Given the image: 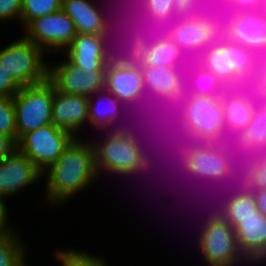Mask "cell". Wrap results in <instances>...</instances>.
<instances>
[{
  "label": "cell",
  "instance_id": "1",
  "mask_svg": "<svg viewBox=\"0 0 266 266\" xmlns=\"http://www.w3.org/2000/svg\"><path fill=\"white\" fill-rule=\"evenodd\" d=\"M46 176V201L52 204L66 202L77 192L91 186L99 176L95 167L92 142L75 137L62 156L43 173Z\"/></svg>",
  "mask_w": 266,
  "mask_h": 266
},
{
  "label": "cell",
  "instance_id": "2",
  "mask_svg": "<svg viewBox=\"0 0 266 266\" xmlns=\"http://www.w3.org/2000/svg\"><path fill=\"white\" fill-rule=\"evenodd\" d=\"M105 134L107 138L104 142L92 143L98 175L102 169L122 176L142 173L149 169L150 157L145 153V149L143 150L132 129L120 126L112 133Z\"/></svg>",
  "mask_w": 266,
  "mask_h": 266
},
{
  "label": "cell",
  "instance_id": "3",
  "mask_svg": "<svg viewBox=\"0 0 266 266\" xmlns=\"http://www.w3.org/2000/svg\"><path fill=\"white\" fill-rule=\"evenodd\" d=\"M178 103L182 127L191 142H229L221 96H199L184 92Z\"/></svg>",
  "mask_w": 266,
  "mask_h": 266
},
{
  "label": "cell",
  "instance_id": "4",
  "mask_svg": "<svg viewBox=\"0 0 266 266\" xmlns=\"http://www.w3.org/2000/svg\"><path fill=\"white\" fill-rule=\"evenodd\" d=\"M238 154L234 142H191L185 172L192 177L210 179L214 182L231 180L237 175L239 181H242L243 161L237 157ZM238 160L239 165H237Z\"/></svg>",
  "mask_w": 266,
  "mask_h": 266
},
{
  "label": "cell",
  "instance_id": "5",
  "mask_svg": "<svg viewBox=\"0 0 266 266\" xmlns=\"http://www.w3.org/2000/svg\"><path fill=\"white\" fill-rule=\"evenodd\" d=\"M220 34V15L200 11L180 14L169 39L190 59L196 60Z\"/></svg>",
  "mask_w": 266,
  "mask_h": 266
},
{
  "label": "cell",
  "instance_id": "6",
  "mask_svg": "<svg viewBox=\"0 0 266 266\" xmlns=\"http://www.w3.org/2000/svg\"><path fill=\"white\" fill-rule=\"evenodd\" d=\"M43 59L44 51L24 36L0 50V66L20 87L48 79L49 65Z\"/></svg>",
  "mask_w": 266,
  "mask_h": 266
},
{
  "label": "cell",
  "instance_id": "7",
  "mask_svg": "<svg viewBox=\"0 0 266 266\" xmlns=\"http://www.w3.org/2000/svg\"><path fill=\"white\" fill-rule=\"evenodd\" d=\"M198 236V248L208 266H234L248 261L238 250L234 228L214 210L210 212Z\"/></svg>",
  "mask_w": 266,
  "mask_h": 266
},
{
  "label": "cell",
  "instance_id": "8",
  "mask_svg": "<svg viewBox=\"0 0 266 266\" xmlns=\"http://www.w3.org/2000/svg\"><path fill=\"white\" fill-rule=\"evenodd\" d=\"M54 84L46 81L21 87L13 97L17 141L26 133L52 123Z\"/></svg>",
  "mask_w": 266,
  "mask_h": 266
},
{
  "label": "cell",
  "instance_id": "9",
  "mask_svg": "<svg viewBox=\"0 0 266 266\" xmlns=\"http://www.w3.org/2000/svg\"><path fill=\"white\" fill-rule=\"evenodd\" d=\"M74 138L70 132L51 123L24 134L17 141V149L43 173L62 156Z\"/></svg>",
  "mask_w": 266,
  "mask_h": 266
},
{
  "label": "cell",
  "instance_id": "10",
  "mask_svg": "<svg viewBox=\"0 0 266 266\" xmlns=\"http://www.w3.org/2000/svg\"><path fill=\"white\" fill-rule=\"evenodd\" d=\"M186 67H153L146 66L142 72L143 86L145 93H151L152 98L162 101L160 106H164L167 113L177 111L178 129L185 139H189L183 130L181 123V111L178 100L184 93ZM159 99V100H158ZM170 105V106H169ZM176 107V108H175ZM173 108V109H172ZM176 109V110H175ZM173 110V111H172ZM179 114V115H178Z\"/></svg>",
  "mask_w": 266,
  "mask_h": 266
},
{
  "label": "cell",
  "instance_id": "11",
  "mask_svg": "<svg viewBox=\"0 0 266 266\" xmlns=\"http://www.w3.org/2000/svg\"><path fill=\"white\" fill-rule=\"evenodd\" d=\"M25 30L27 40L54 54L62 48L64 51L77 35L74 23L62 9L32 20Z\"/></svg>",
  "mask_w": 266,
  "mask_h": 266
},
{
  "label": "cell",
  "instance_id": "12",
  "mask_svg": "<svg viewBox=\"0 0 266 266\" xmlns=\"http://www.w3.org/2000/svg\"><path fill=\"white\" fill-rule=\"evenodd\" d=\"M220 33L259 54L266 46V17L261 10L225 13L220 16Z\"/></svg>",
  "mask_w": 266,
  "mask_h": 266
},
{
  "label": "cell",
  "instance_id": "13",
  "mask_svg": "<svg viewBox=\"0 0 266 266\" xmlns=\"http://www.w3.org/2000/svg\"><path fill=\"white\" fill-rule=\"evenodd\" d=\"M259 99L253 86L228 88L222 94L221 102L229 142H234L245 131Z\"/></svg>",
  "mask_w": 266,
  "mask_h": 266
},
{
  "label": "cell",
  "instance_id": "14",
  "mask_svg": "<svg viewBox=\"0 0 266 266\" xmlns=\"http://www.w3.org/2000/svg\"><path fill=\"white\" fill-rule=\"evenodd\" d=\"M108 36L110 35L77 33L63 54L68 57L67 61L70 64L84 72L105 71L107 64L113 58L110 48H107Z\"/></svg>",
  "mask_w": 266,
  "mask_h": 266
},
{
  "label": "cell",
  "instance_id": "15",
  "mask_svg": "<svg viewBox=\"0 0 266 266\" xmlns=\"http://www.w3.org/2000/svg\"><path fill=\"white\" fill-rule=\"evenodd\" d=\"M56 65V66H55ZM48 79L58 91L91 97L104 89L105 71H88L73 66L68 61L49 66Z\"/></svg>",
  "mask_w": 266,
  "mask_h": 266
},
{
  "label": "cell",
  "instance_id": "16",
  "mask_svg": "<svg viewBox=\"0 0 266 266\" xmlns=\"http://www.w3.org/2000/svg\"><path fill=\"white\" fill-rule=\"evenodd\" d=\"M42 172L22 152L16 149L11 155L0 160V196L16 195L19 190L41 179Z\"/></svg>",
  "mask_w": 266,
  "mask_h": 266
},
{
  "label": "cell",
  "instance_id": "17",
  "mask_svg": "<svg viewBox=\"0 0 266 266\" xmlns=\"http://www.w3.org/2000/svg\"><path fill=\"white\" fill-rule=\"evenodd\" d=\"M104 89L110 91L120 103L127 105L141 102L147 96L141 70L123 66L114 58L105 69Z\"/></svg>",
  "mask_w": 266,
  "mask_h": 266
},
{
  "label": "cell",
  "instance_id": "18",
  "mask_svg": "<svg viewBox=\"0 0 266 266\" xmlns=\"http://www.w3.org/2000/svg\"><path fill=\"white\" fill-rule=\"evenodd\" d=\"M89 97L79 94H65L54 86L52 103V124L77 137V132L89 120Z\"/></svg>",
  "mask_w": 266,
  "mask_h": 266
},
{
  "label": "cell",
  "instance_id": "19",
  "mask_svg": "<svg viewBox=\"0 0 266 266\" xmlns=\"http://www.w3.org/2000/svg\"><path fill=\"white\" fill-rule=\"evenodd\" d=\"M236 244L249 263L266 259V217L259 211L255 217L237 218L234 228Z\"/></svg>",
  "mask_w": 266,
  "mask_h": 266
},
{
  "label": "cell",
  "instance_id": "20",
  "mask_svg": "<svg viewBox=\"0 0 266 266\" xmlns=\"http://www.w3.org/2000/svg\"><path fill=\"white\" fill-rule=\"evenodd\" d=\"M62 10L74 23L77 33L110 34V23L89 0H62Z\"/></svg>",
  "mask_w": 266,
  "mask_h": 266
},
{
  "label": "cell",
  "instance_id": "21",
  "mask_svg": "<svg viewBox=\"0 0 266 266\" xmlns=\"http://www.w3.org/2000/svg\"><path fill=\"white\" fill-rule=\"evenodd\" d=\"M216 40L228 52V70H233L235 76L245 86H252L257 79L260 67L258 53L229 41L221 33Z\"/></svg>",
  "mask_w": 266,
  "mask_h": 266
},
{
  "label": "cell",
  "instance_id": "22",
  "mask_svg": "<svg viewBox=\"0 0 266 266\" xmlns=\"http://www.w3.org/2000/svg\"><path fill=\"white\" fill-rule=\"evenodd\" d=\"M234 143L242 161L266 152V100L257 101L252 120Z\"/></svg>",
  "mask_w": 266,
  "mask_h": 266
},
{
  "label": "cell",
  "instance_id": "23",
  "mask_svg": "<svg viewBox=\"0 0 266 266\" xmlns=\"http://www.w3.org/2000/svg\"><path fill=\"white\" fill-rule=\"evenodd\" d=\"M239 188V189H238ZM231 196L227 197L221 205L214 208L227 223L235 228L237 226V218L255 217L257 204L253 193L242 183Z\"/></svg>",
  "mask_w": 266,
  "mask_h": 266
},
{
  "label": "cell",
  "instance_id": "24",
  "mask_svg": "<svg viewBox=\"0 0 266 266\" xmlns=\"http://www.w3.org/2000/svg\"><path fill=\"white\" fill-rule=\"evenodd\" d=\"M227 89L217 76L206 70L196 60L188 63L185 69V93L199 96H222Z\"/></svg>",
  "mask_w": 266,
  "mask_h": 266
},
{
  "label": "cell",
  "instance_id": "25",
  "mask_svg": "<svg viewBox=\"0 0 266 266\" xmlns=\"http://www.w3.org/2000/svg\"><path fill=\"white\" fill-rule=\"evenodd\" d=\"M196 61L206 70L217 76L227 88H240L245 86L234 74L228 70V52L223 46L215 42L207 47Z\"/></svg>",
  "mask_w": 266,
  "mask_h": 266
},
{
  "label": "cell",
  "instance_id": "26",
  "mask_svg": "<svg viewBox=\"0 0 266 266\" xmlns=\"http://www.w3.org/2000/svg\"><path fill=\"white\" fill-rule=\"evenodd\" d=\"M146 61L147 66L153 67H187L191 60L167 38L150 47Z\"/></svg>",
  "mask_w": 266,
  "mask_h": 266
},
{
  "label": "cell",
  "instance_id": "27",
  "mask_svg": "<svg viewBox=\"0 0 266 266\" xmlns=\"http://www.w3.org/2000/svg\"><path fill=\"white\" fill-rule=\"evenodd\" d=\"M139 23L140 22H138V24L136 23L137 27L134 28L135 31L132 34L134 36L132 38L131 45L129 44L130 47H128V53L125 52V54H123L124 56L122 55V53L120 56L113 55V58L123 66L143 70L147 66V53L150 47H152L155 43L153 42V40L148 39L149 33H146L148 32V30H142V25L139 26ZM147 26L148 25H146V27Z\"/></svg>",
  "mask_w": 266,
  "mask_h": 266
},
{
  "label": "cell",
  "instance_id": "28",
  "mask_svg": "<svg viewBox=\"0 0 266 266\" xmlns=\"http://www.w3.org/2000/svg\"><path fill=\"white\" fill-rule=\"evenodd\" d=\"M102 93H106L105 98H107L106 101H108V102H105L106 104H104L103 108L102 106L100 107L99 103H97L99 102V100H101L100 98H103ZM96 94H101V95H97L99 96L97 98L99 100L94 101L95 103L92 102L93 100L91 99L92 97H89L88 118L91 124H94L96 127L106 129L108 125L112 124V122L114 123V120L117 119L118 117V114H119L118 104L120 100L117 99L110 91L106 89H102L101 91L93 95H96Z\"/></svg>",
  "mask_w": 266,
  "mask_h": 266
},
{
  "label": "cell",
  "instance_id": "29",
  "mask_svg": "<svg viewBox=\"0 0 266 266\" xmlns=\"http://www.w3.org/2000/svg\"><path fill=\"white\" fill-rule=\"evenodd\" d=\"M12 229L0 234V266H27L24 255L26 248Z\"/></svg>",
  "mask_w": 266,
  "mask_h": 266
},
{
  "label": "cell",
  "instance_id": "30",
  "mask_svg": "<svg viewBox=\"0 0 266 266\" xmlns=\"http://www.w3.org/2000/svg\"><path fill=\"white\" fill-rule=\"evenodd\" d=\"M242 183L247 188L266 189V152L252 155L243 160Z\"/></svg>",
  "mask_w": 266,
  "mask_h": 266
},
{
  "label": "cell",
  "instance_id": "31",
  "mask_svg": "<svg viewBox=\"0 0 266 266\" xmlns=\"http://www.w3.org/2000/svg\"><path fill=\"white\" fill-rule=\"evenodd\" d=\"M62 9V0H23L21 22L26 27L32 20Z\"/></svg>",
  "mask_w": 266,
  "mask_h": 266
},
{
  "label": "cell",
  "instance_id": "32",
  "mask_svg": "<svg viewBox=\"0 0 266 266\" xmlns=\"http://www.w3.org/2000/svg\"><path fill=\"white\" fill-rule=\"evenodd\" d=\"M0 133L17 142L16 111L13 97L0 96Z\"/></svg>",
  "mask_w": 266,
  "mask_h": 266
},
{
  "label": "cell",
  "instance_id": "33",
  "mask_svg": "<svg viewBox=\"0 0 266 266\" xmlns=\"http://www.w3.org/2000/svg\"><path fill=\"white\" fill-rule=\"evenodd\" d=\"M142 13L146 15L147 18L145 19H148L147 21L149 23L147 24L151 23V25L148 26V28H150L149 40H153L154 43H158L170 37L172 29H173L174 21L177 17H156L155 18L151 14H148L147 12H145L144 10L142 11ZM142 24L144 23L142 22ZM150 26H154L152 27L154 31L151 29ZM151 32H153V34Z\"/></svg>",
  "mask_w": 266,
  "mask_h": 266
},
{
  "label": "cell",
  "instance_id": "34",
  "mask_svg": "<svg viewBox=\"0 0 266 266\" xmlns=\"http://www.w3.org/2000/svg\"><path fill=\"white\" fill-rule=\"evenodd\" d=\"M56 252L70 265V266H107L105 260L101 257L93 256L81 250H56Z\"/></svg>",
  "mask_w": 266,
  "mask_h": 266
},
{
  "label": "cell",
  "instance_id": "35",
  "mask_svg": "<svg viewBox=\"0 0 266 266\" xmlns=\"http://www.w3.org/2000/svg\"><path fill=\"white\" fill-rule=\"evenodd\" d=\"M140 5L148 14L153 17H177L180 13L176 10L173 0H139Z\"/></svg>",
  "mask_w": 266,
  "mask_h": 266
},
{
  "label": "cell",
  "instance_id": "36",
  "mask_svg": "<svg viewBox=\"0 0 266 266\" xmlns=\"http://www.w3.org/2000/svg\"><path fill=\"white\" fill-rule=\"evenodd\" d=\"M263 0H223V14L260 10Z\"/></svg>",
  "mask_w": 266,
  "mask_h": 266
},
{
  "label": "cell",
  "instance_id": "37",
  "mask_svg": "<svg viewBox=\"0 0 266 266\" xmlns=\"http://www.w3.org/2000/svg\"><path fill=\"white\" fill-rule=\"evenodd\" d=\"M23 0H0V21L19 18L21 21Z\"/></svg>",
  "mask_w": 266,
  "mask_h": 266
},
{
  "label": "cell",
  "instance_id": "38",
  "mask_svg": "<svg viewBox=\"0 0 266 266\" xmlns=\"http://www.w3.org/2000/svg\"><path fill=\"white\" fill-rule=\"evenodd\" d=\"M20 86L0 66V96L14 97L20 90Z\"/></svg>",
  "mask_w": 266,
  "mask_h": 266
},
{
  "label": "cell",
  "instance_id": "39",
  "mask_svg": "<svg viewBox=\"0 0 266 266\" xmlns=\"http://www.w3.org/2000/svg\"><path fill=\"white\" fill-rule=\"evenodd\" d=\"M17 149V142L9 135L0 133V160Z\"/></svg>",
  "mask_w": 266,
  "mask_h": 266
},
{
  "label": "cell",
  "instance_id": "40",
  "mask_svg": "<svg viewBox=\"0 0 266 266\" xmlns=\"http://www.w3.org/2000/svg\"><path fill=\"white\" fill-rule=\"evenodd\" d=\"M180 14L200 12V0H173Z\"/></svg>",
  "mask_w": 266,
  "mask_h": 266
},
{
  "label": "cell",
  "instance_id": "41",
  "mask_svg": "<svg viewBox=\"0 0 266 266\" xmlns=\"http://www.w3.org/2000/svg\"><path fill=\"white\" fill-rule=\"evenodd\" d=\"M252 86L255 88L258 96L266 100V64H260L257 79Z\"/></svg>",
  "mask_w": 266,
  "mask_h": 266
},
{
  "label": "cell",
  "instance_id": "42",
  "mask_svg": "<svg viewBox=\"0 0 266 266\" xmlns=\"http://www.w3.org/2000/svg\"><path fill=\"white\" fill-rule=\"evenodd\" d=\"M200 11L212 12L221 16L223 15V0H200Z\"/></svg>",
  "mask_w": 266,
  "mask_h": 266
},
{
  "label": "cell",
  "instance_id": "43",
  "mask_svg": "<svg viewBox=\"0 0 266 266\" xmlns=\"http://www.w3.org/2000/svg\"><path fill=\"white\" fill-rule=\"evenodd\" d=\"M254 195L258 211L266 217V189L248 188Z\"/></svg>",
  "mask_w": 266,
  "mask_h": 266
},
{
  "label": "cell",
  "instance_id": "44",
  "mask_svg": "<svg viewBox=\"0 0 266 266\" xmlns=\"http://www.w3.org/2000/svg\"><path fill=\"white\" fill-rule=\"evenodd\" d=\"M7 214L8 213L5 200L0 196V234H3L4 232L12 229L11 227H9V224H7Z\"/></svg>",
  "mask_w": 266,
  "mask_h": 266
},
{
  "label": "cell",
  "instance_id": "45",
  "mask_svg": "<svg viewBox=\"0 0 266 266\" xmlns=\"http://www.w3.org/2000/svg\"><path fill=\"white\" fill-rule=\"evenodd\" d=\"M190 145H191V141L189 139L186 140V142L184 141L183 144L179 145V153L178 155L181 157L180 158V164L183 167V170L186 171V165L188 163V152L190 150Z\"/></svg>",
  "mask_w": 266,
  "mask_h": 266
},
{
  "label": "cell",
  "instance_id": "46",
  "mask_svg": "<svg viewBox=\"0 0 266 266\" xmlns=\"http://www.w3.org/2000/svg\"><path fill=\"white\" fill-rule=\"evenodd\" d=\"M258 56H259V63L266 64V46L260 51Z\"/></svg>",
  "mask_w": 266,
  "mask_h": 266
},
{
  "label": "cell",
  "instance_id": "47",
  "mask_svg": "<svg viewBox=\"0 0 266 266\" xmlns=\"http://www.w3.org/2000/svg\"><path fill=\"white\" fill-rule=\"evenodd\" d=\"M55 254L58 257V260L61 261L63 266H70L57 252Z\"/></svg>",
  "mask_w": 266,
  "mask_h": 266
},
{
  "label": "cell",
  "instance_id": "48",
  "mask_svg": "<svg viewBox=\"0 0 266 266\" xmlns=\"http://www.w3.org/2000/svg\"><path fill=\"white\" fill-rule=\"evenodd\" d=\"M261 12L265 15L266 17V0H263L262 6H261Z\"/></svg>",
  "mask_w": 266,
  "mask_h": 266
}]
</instances>
